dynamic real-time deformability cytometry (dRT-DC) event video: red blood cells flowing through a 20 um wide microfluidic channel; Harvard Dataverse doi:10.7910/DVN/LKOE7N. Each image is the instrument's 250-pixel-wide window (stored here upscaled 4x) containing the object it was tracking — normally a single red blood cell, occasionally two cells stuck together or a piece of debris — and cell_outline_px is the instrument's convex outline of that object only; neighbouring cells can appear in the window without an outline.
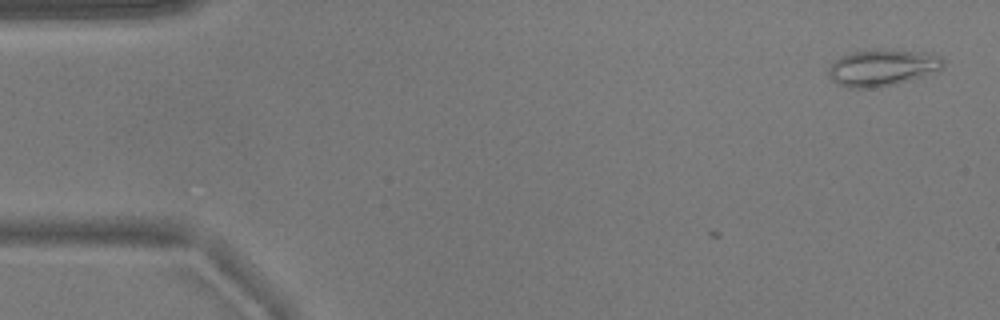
{"species": "common noctule bat (a hibernating species)", "species_latin": "Nyctalus noctula", "temperature_condition": "warm", "stored_images_in_passage": 2, "camera_frame_rate_fps": 3000, "um_per_image_px": 0.085, "animal": {"sex": "male", "body_mass_g": 17.9}, "frame": {"image": 1, "passage_image": 2, "time_ms": 0.333, "image_size_px": [1000, 320], "cell_outline_px": [[944, 64], [940, 68], [920, 76], [892, 84], [872, 88], [848, 88], [832, 80], [828, 76], [828, 68], [836, 60], [852, 52], [872, 48], [924, 52], [940, 56], [944, 60]], "centroid_in_image_um": [74.95, 5.73], "position_along_channel_um": 10.1, "area_um2": 24.04}}